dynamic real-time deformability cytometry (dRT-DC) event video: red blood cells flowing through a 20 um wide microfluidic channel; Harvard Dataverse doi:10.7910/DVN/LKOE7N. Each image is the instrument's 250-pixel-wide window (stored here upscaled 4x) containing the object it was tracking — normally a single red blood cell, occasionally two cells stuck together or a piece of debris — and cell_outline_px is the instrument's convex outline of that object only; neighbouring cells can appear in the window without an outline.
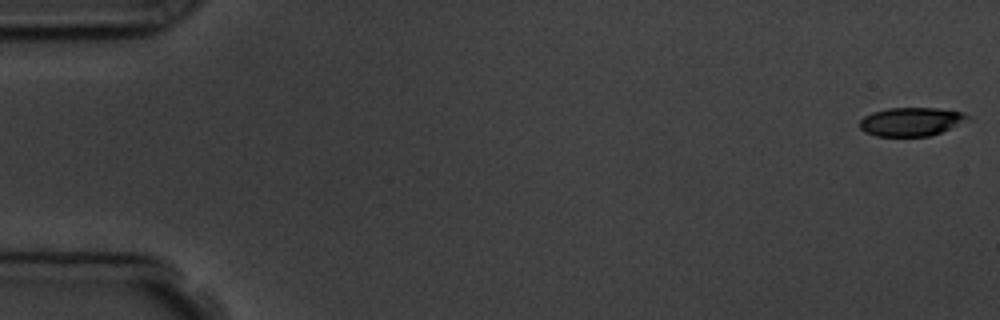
{"species": "common noctule bat (a hibernating species)", "species_latin": "Nyctalus noctula", "temperature_condition": "room temperature", "stored_images_in_passage": 6, "camera_frame_rate_fps": 3000, "um_per_image_px": 0.085, "animal": {"sex": "male", "body_mass_g": 19.5, "forearm_length_mm": 54.6}, "frame": {"image": 1, "passage_image": 1, "time_ms": 0.0, "image_size_px": [1000, 320], "cell_outline_px": [[972, 120], [940, 132], [928, 136], [876, 136], [864, 132], [860, 128], [860, 120], [864, 116], [872, 112], [888, 108], [936, 108], [964, 112], [972, 116]], "centroid_in_image_um": [77.5, 10.33], "position_along_channel_um": 7.5, "area_um2": 18.21}}
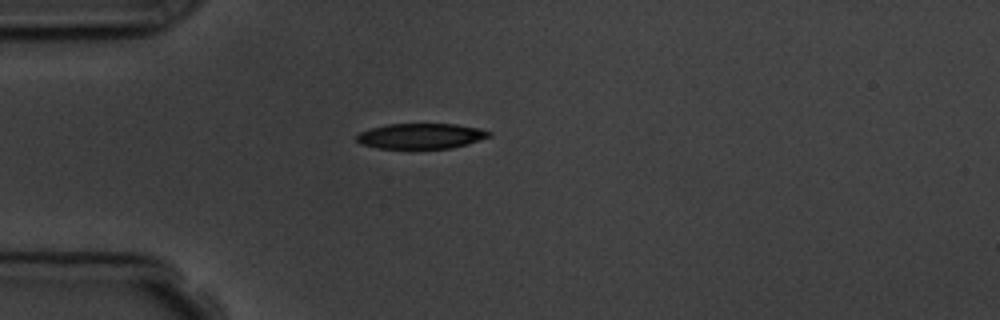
{"frame": {"image": 2, "passage_image": 5, "time_ms": 4.667, "image_size_px": [1000, 320], "cell_outline_px": [[492, 136], [468, 144], [452, 148], [376, 148], [360, 144], [356, 140], [356, 136], [360, 132], [372, 128], [388, 124], [456, 124], [480, 128], [492, 132]], "centroid_in_image_um": [35.81, 11.56], "position_along_channel_um": 49.2, "area_um2": 19.65}}